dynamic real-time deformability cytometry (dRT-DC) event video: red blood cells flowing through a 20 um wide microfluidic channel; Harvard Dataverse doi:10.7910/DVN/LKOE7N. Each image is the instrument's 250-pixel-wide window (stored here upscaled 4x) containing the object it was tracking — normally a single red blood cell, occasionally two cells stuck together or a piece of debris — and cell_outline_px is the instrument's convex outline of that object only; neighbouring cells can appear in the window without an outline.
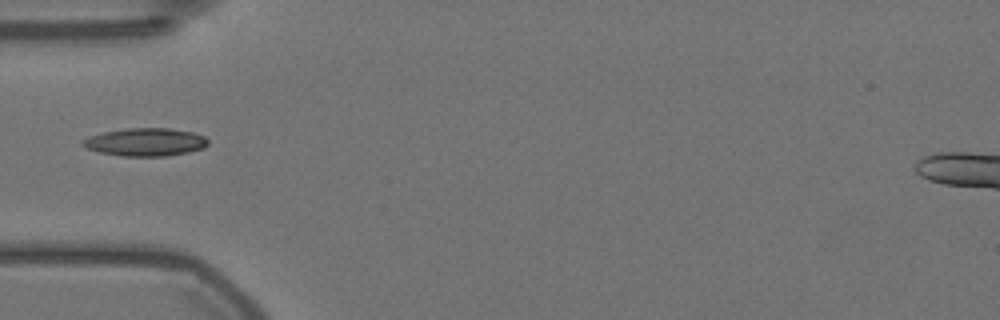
{"species": "Egyptian fruit bat (a non-hibernating species)", "species_latin": "Rousettus aegyptiacus", "temperature_condition": "warm", "stored_images_in_passage": 40, "camera_frame_rate_fps": 3000, "um_per_image_px": 0.085, "animal": {"sex": "female"}, "frame": {"image": 1, "passage_image": 1, "time_ms": 0.0, "image_size_px": [1000, 320], "cell_outline_px": [[208, 144], [204, 148], [188, 152], [164, 156], [120, 156], [100, 152], [88, 148], [80, 144], [88, 136], [104, 132], [128, 128], [168, 128], [192, 132], [204, 136], [208, 140]], "centroid_in_image_um": [12.37, 12.07], "position_along_channel_um": 72.6, "area_um2": 20.29}}
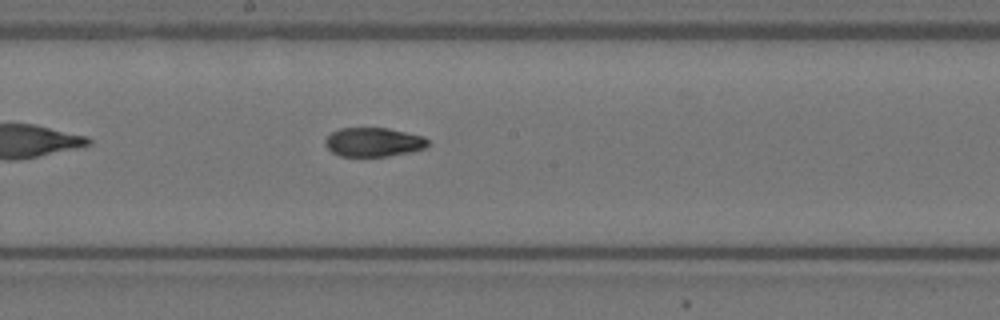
{"frame": {"image": 2, "passage_image": 13, "time_ms": 4.0, "image_size_px": [1000, 320], "cell_outline_px": [[428, 144], [424, 148], [412, 152], [388, 156], [340, 156], [332, 152], [324, 144], [324, 140], [332, 132], [340, 128], [388, 128], [424, 136], [428, 140]], "centroid_in_image_um": [31.75, 12.08], "position_along_channel_um": 216.5, "area_um2": 17.4}}
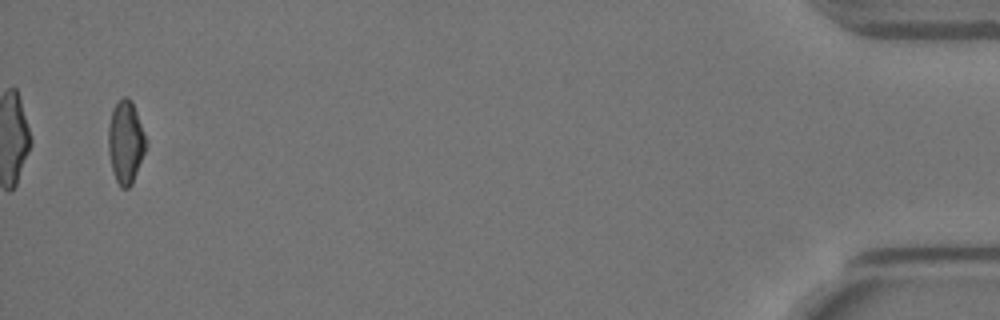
{"frame": {"image": 3, "passage_image": 38, "time_ms": 12.333, "image_size_px": [1000, 320], "cell_outline_px": [[148, 144], [132, 184], [128, 188], [120, 188], [112, 172], [108, 152], [108, 124], [112, 108], [124, 96], [128, 96], [132, 100], [148, 140]], "centroid_in_image_um": [10.69, 12.07], "position_along_channel_um": 424.5, "area_um2": 18.61}}